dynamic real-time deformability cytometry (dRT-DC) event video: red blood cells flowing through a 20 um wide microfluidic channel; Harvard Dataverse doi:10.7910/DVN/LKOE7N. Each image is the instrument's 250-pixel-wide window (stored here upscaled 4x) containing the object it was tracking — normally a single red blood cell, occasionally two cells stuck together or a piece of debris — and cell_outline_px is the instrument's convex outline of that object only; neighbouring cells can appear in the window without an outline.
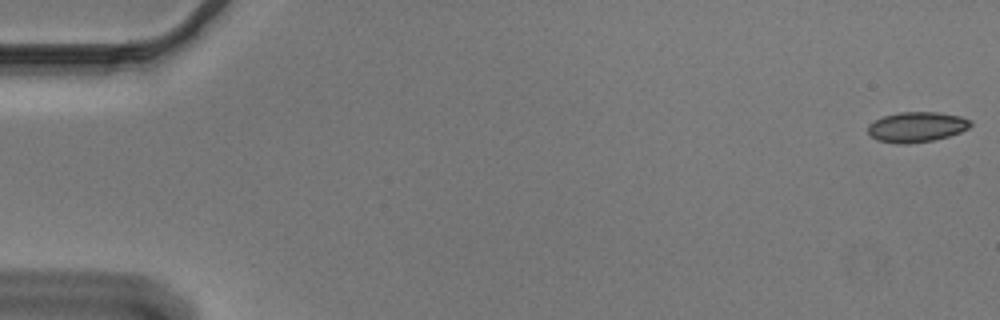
{"species": "Egyptian fruit bat (a non-hibernating species)", "species_latin": "Rousettus aegyptiacus", "temperature_condition": "cold", "stored_images_in_passage": 55, "camera_frame_rate_fps": 3000, "um_per_image_px": 0.085, "animal": {"sex": "male"}, "frame": {"image": 1, "passage_image": 1, "time_ms": 0.0, "image_size_px": [1000, 320], "cell_outline_px": [[972, 124], [968, 128], [960, 132], [948, 136], [932, 140], [908, 144], [896, 144], [876, 140], [868, 132], [868, 124], [884, 116], [900, 112], [936, 112], [960, 116], [972, 120]], "centroid_in_image_um": [77.91, 10.8], "position_along_channel_um": 7.1, "area_um2": 18.03}}
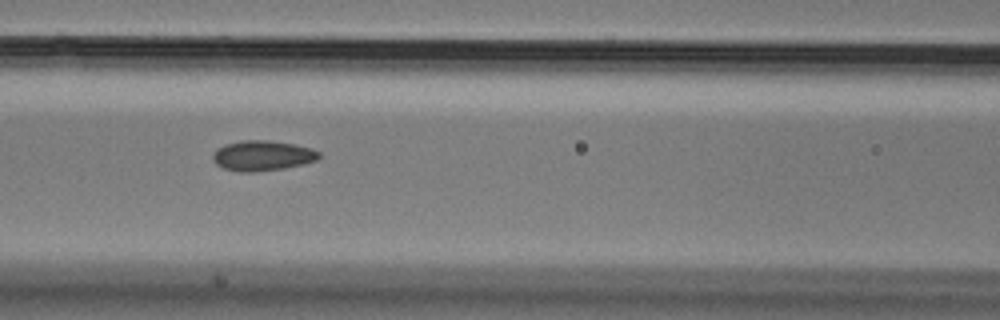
{"frame": {"image": 2, "passage_image": 24, "time_ms": 7.667, "image_size_px": [1000, 320], "cell_outline_px": [[320, 156], [316, 160], [304, 164], [284, 168], [252, 172], [240, 172], [224, 168], [216, 164], [212, 160], [212, 152], [216, 148], [224, 144], [240, 140], [268, 140], [292, 144], [312, 148], [320, 152]], "centroid_in_image_um": [22.27, 13.22], "position_along_channel_um": 144.3, "area_um2": 18.84}}
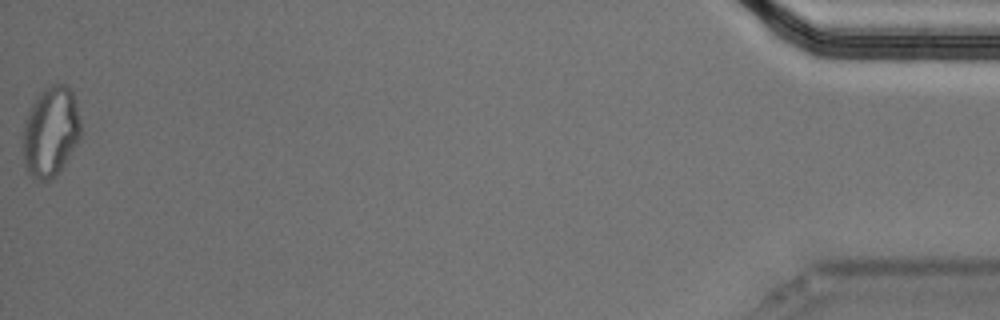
{"frame": {"image": 3, "passage_image": 55, "time_ms": 18.0, "image_size_px": [1000, 320], "cell_outline_px": [[80, 136], [56, 176], [48, 180], [40, 180], [32, 176], [24, 168], [24, 124], [28, 112], [32, 104], [40, 92], [44, 88], [52, 84], [64, 84], [72, 92], [76, 100], [80, 120]], "centroid_in_image_um": [4.3, 11.17], "position_along_channel_um": 430.9, "area_um2": 29.88}, "authors_computed_cell_mechanics": {"area_um2": 18.207, "velocity_mm_per_s": 3.6704, "shape_relaxation_time_tau1_ms": null, "shape_relaxation_time_tau2_ms": 3.2957, "deformation_change_tau1": null, "deformation_change_tau2": 0.0658}}